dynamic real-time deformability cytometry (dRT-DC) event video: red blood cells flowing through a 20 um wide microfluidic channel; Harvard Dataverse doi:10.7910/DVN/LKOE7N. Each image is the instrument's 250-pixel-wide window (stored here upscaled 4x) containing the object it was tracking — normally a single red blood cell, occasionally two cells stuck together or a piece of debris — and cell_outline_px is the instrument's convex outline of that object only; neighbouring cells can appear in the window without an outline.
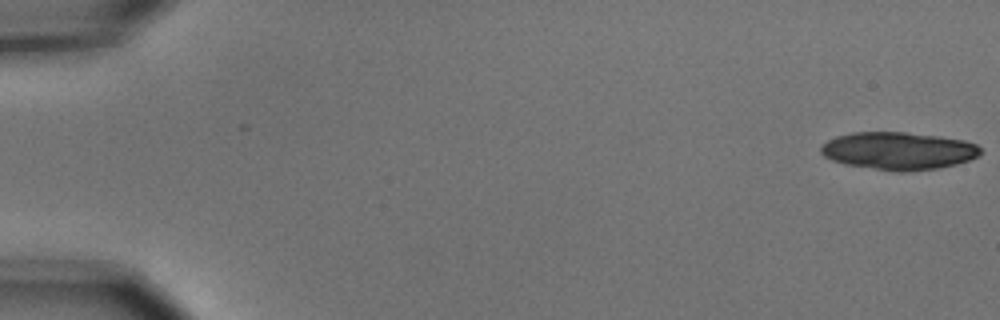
{"species": "common noctule bat (a hibernating species)", "species_latin": "Nyctalus noctula", "temperature_condition": "cold", "stored_images_in_passage": 21, "camera_frame_rate_fps": 3000, "um_per_image_px": 0.085, "animal": {"sex": "male", "body_mass_g": 15.6}, "frame": {"image": 1, "passage_image": 1, "time_ms": 0.0, "image_size_px": [1000, 320], "cell_outline_px": [[984, 152], [968, 160], [956, 164], [936, 168], [904, 172], [900, 172], [844, 164], [832, 160], [824, 156], [820, 152], [820, 144], [836, 136], [852, 132], [904, 132], [940, 136], [964, 140], [976, 144]], "centroid_in_image_um": [76.34, 12.81], "position_along_channel_um": 8.7, "area_um2": 35.03}}